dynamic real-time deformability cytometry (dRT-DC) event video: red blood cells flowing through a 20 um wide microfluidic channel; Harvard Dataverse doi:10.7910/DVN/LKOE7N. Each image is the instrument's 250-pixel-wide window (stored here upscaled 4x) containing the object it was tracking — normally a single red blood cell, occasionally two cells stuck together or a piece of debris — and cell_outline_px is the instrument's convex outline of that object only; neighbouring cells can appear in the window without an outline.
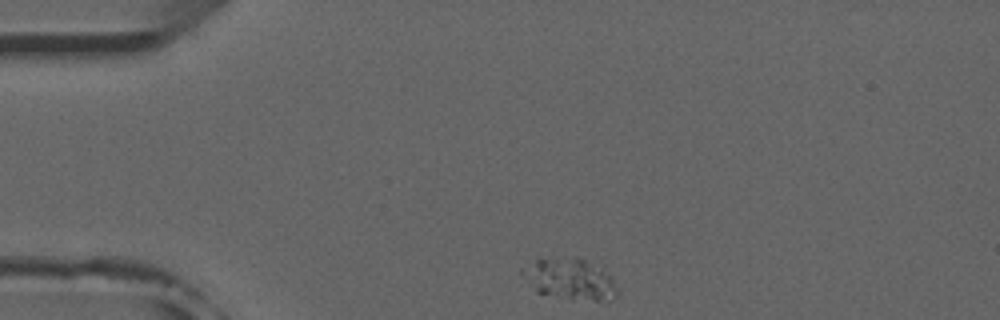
{"species": "common noctule bat (a hibernating species)", "species_latin": "Nyctalus noctula", "temperature_condition": "room temperature", "stored_images_in_passage": 38, "camera_frame_rate_fps": 3000, "um_per_image_px": 0.085, "animal": {"sex": "male", "forearm_length_mm": 52.5}, "frame": {"image": 1, "passage_image": 1, "time_ms": 0.0, "image_size_px": [1000, 320], "cell_outline_px": [[616, 296], [612, 300], [596, 300], [560, 296], [536, 292], [528, 284], [536, 260], [576, 256], [580, 256], [604, 264], [616, 292]], "centroid_in_image_um": [48.66, 23.68], "position_along_channel_um": 36.3, "area_um2": 21.56}}
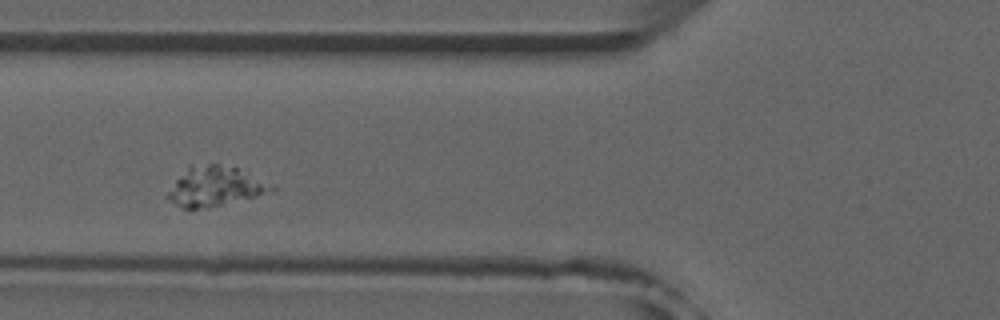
{"frame": {"image": 2, "passage_image": 10, "time_ms": 3.0, "image_size_px": [1000, 320], "cell_outline_px": [[276, 188], [256, 196], [192, 212], [188, 212], [164, 196], [176, 180], [192, 164], [216, 164], [236, 168]], "centroid_in_image_um": [18.16, 15.9], "position_along_channel_um": 107.6, "area_um2": 23.52}}
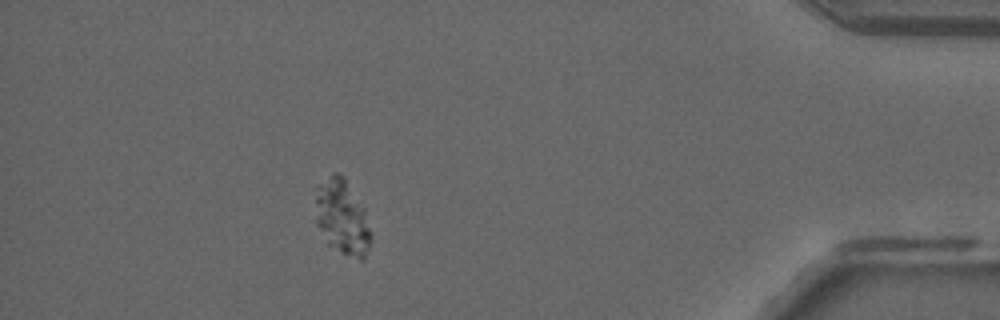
{"frame": {"image": 3, "passage_image": 38, "time_ms": 12.333, "image_size_px": [1000, 320], "cell_outline_px": [[372, 236], [364, 260], [360, 260], [340, 252], [324, 244], [316, 224], [316, 188], [332, 172], [340, 172], [344, 176], [364, 208], [372, 232]], "centroid_in_image_um": [29.08, 18.49], "position_along_channel_um": 406.1, "area_um2": 24.8}}